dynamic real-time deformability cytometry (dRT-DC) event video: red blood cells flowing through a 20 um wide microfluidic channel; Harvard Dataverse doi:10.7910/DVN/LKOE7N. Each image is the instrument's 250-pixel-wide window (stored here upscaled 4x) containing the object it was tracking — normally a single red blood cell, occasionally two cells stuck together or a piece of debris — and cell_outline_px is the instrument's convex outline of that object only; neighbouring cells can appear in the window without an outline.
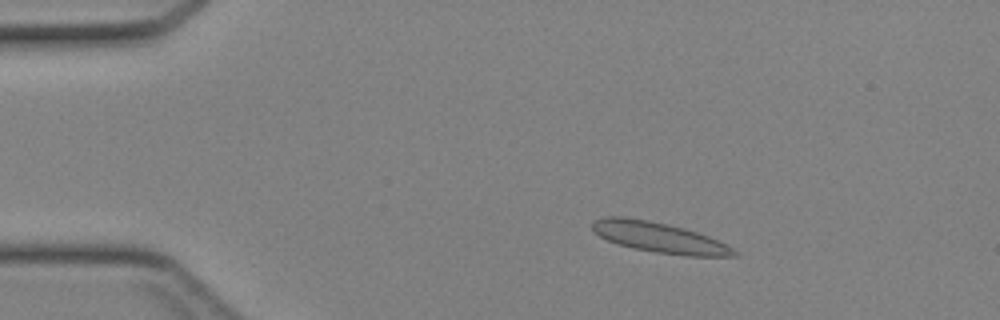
{"species": "Egyptian fruit bat (a non-hibernating species)", "species_latin": "Rousettus aegyptiacus", "temperature_condition": "cold", "stored_images_in_passage": 44, "camera_frame_rate_fps": 3000, "um_per_image_px": 0.085, "animal": {"sex": "female"}, "frame": {"image": 1, "passage_image": 7, "time_ms": 2.0, "image_size_px": [1000, 320], "cell_outline_px": [[740, 256], [688, 256], [656, 252], [616, 244], [600, 236], [592, 228], [592, 224], [596, 220], [604, 216], [624, 216], [648, 220], [668, 224], [684, 228], [708, 236], [740, 252]], "centroid_in_image_um": [56.04, 20.18], "position_along_channel_um": 29.0, "area_um2": 24.85}}
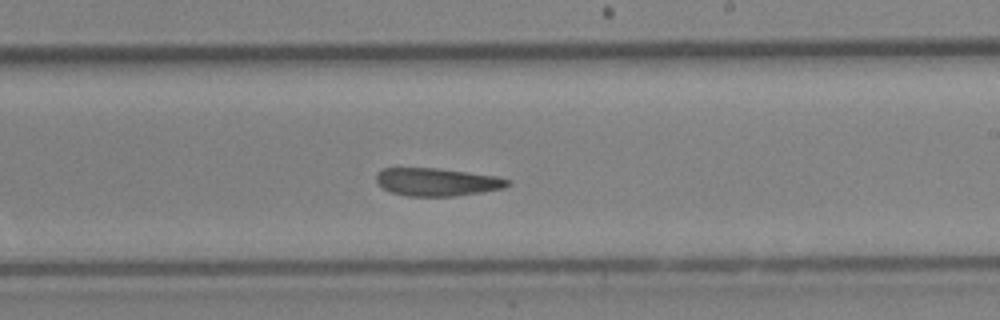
{"frame": {"image": 2, "passage_image": 26, "time_ms": 8.333, "image_size_px": [1000, 320], "cell_outline_px": [[512, 184], [504, 188], [480, 192], [452, 196], [408, 196], [392, 192], [384, 188], [376, 180], [376, 172], [384, 168], [436, 168], [500, 176], [512, 180]], "centroid_in_image_um": [37.2, 15.46], "position_along_channel_um": 251.8, "area_um2": 21.39}}
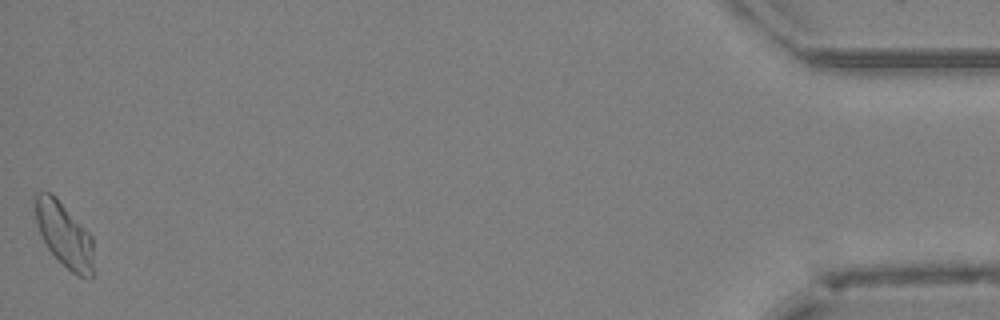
{"frame": {"image": 3, "passage_image": 44, "time_ms": 14.333, "image_size_px": [1000, 320], "cell_outline_px": [[96, 272], [92, 276], [76, 276], [48, 248], [40, 232], [36, 220], [32, 200], [32, 196], [36, 192], [52, 192], [92, 236]], "centroid_in_image_um": [5.47, 19.92], "position_along_channel_um": 429.7, "area_um2": 22.31}}